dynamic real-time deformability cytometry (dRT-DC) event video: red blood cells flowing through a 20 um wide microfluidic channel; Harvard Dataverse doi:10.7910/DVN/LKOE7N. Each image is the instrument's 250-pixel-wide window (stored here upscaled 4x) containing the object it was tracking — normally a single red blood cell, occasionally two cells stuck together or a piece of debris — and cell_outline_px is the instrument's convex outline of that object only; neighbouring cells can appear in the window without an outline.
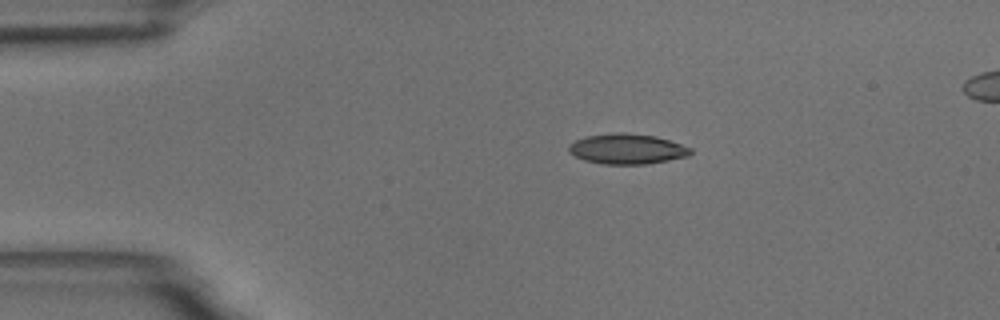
{"species": "common noctule bat (a hibernating species)", "species_latin": "Nyctalus noctula", "temperature_condition": "room temperature", "stored_images_in_passage": 47, "camera_frame_rate_fps": 3000, "um_per_image_px": 0.085, "animal": {"sex": "male", "body_mass_g": 18.8}, "frame": {"image": 1, "passage_image": 1, "time_ms": 0.0, "image_size_px": [1000, 320], "cell_outline_px": [[692, 152], [688, 156], [648, 164], [604, 164], [584, 160], [568, 152], [568, 144], [584, 136], [612, 132], [624, 132], [656, 136], [692, 148]], "centroid_in_image_um": [53.27, 12.65], "position_along_channel_um": 31.7, "area_um2": 21.62}}
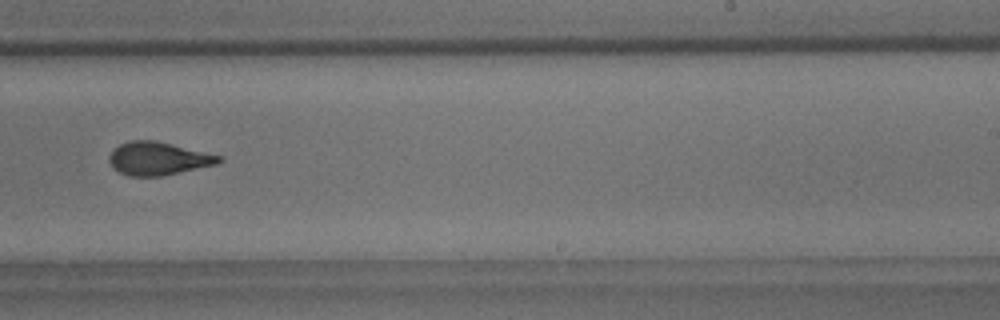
{"frame": {"image": 2, "passage_image": 25, "time_ms": 8.0, "image_size_px": [1000, 320], "cell_outline_px": [[224, 160], [216, 164], [160, 176], [128, 176], [112, 168], [108, 160], [108, 156], [120, 144], [128, 140], [156, 140], [224, 156]], "centroid_in_image_um": [13.45, 13.46], "position_along_channel_um": 275.6, "area_um2": 21.21}}
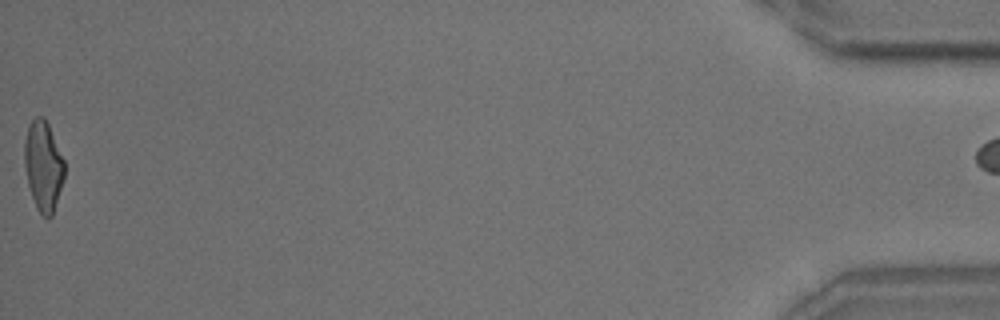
{"frame": {"image": 3, "passage_image": 46, "time_ms": 15.0, "image_size_px": [1000, 320], "cell_outline_px": [[64, 176], [52, 216], [48, 220], [36, 208], [28, 184], [24, 164], [24, 140], [28, 128], [32, 120], [36, 116], [44, 116], [48, 124], [64, 160]], "centroid_in_image_um": [3.67, 14.1], "position_along_channel_um": 431.5, "area_um2": 20.75}}